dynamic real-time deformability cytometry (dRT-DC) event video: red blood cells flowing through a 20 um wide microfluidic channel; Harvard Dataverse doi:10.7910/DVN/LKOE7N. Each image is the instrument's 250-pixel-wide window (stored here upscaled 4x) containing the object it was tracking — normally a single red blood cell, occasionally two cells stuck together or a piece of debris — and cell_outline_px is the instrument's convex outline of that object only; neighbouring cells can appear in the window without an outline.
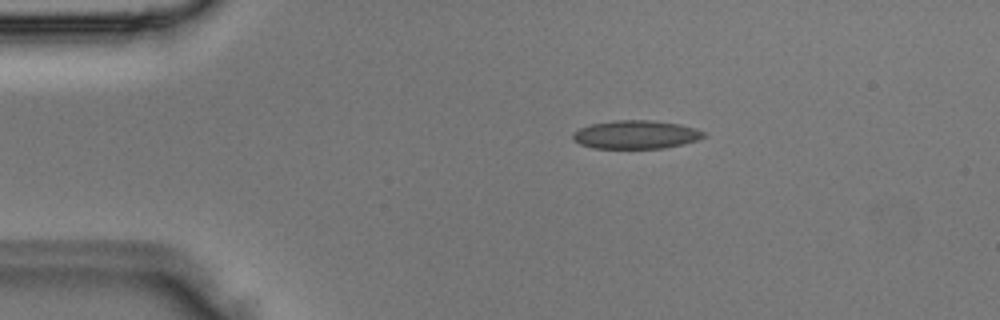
{"species": "Egyptian fruit bat (a non-hibernating species)", "species_latin": "Rousettus aegyptiacus", "temperature_condition": "room temperature", "stored_images_in_passage": 3, "camera_frame_rate_fps": 3000, "um_per_image_px": 0.085, "animal": {"sex": "male"}, "frame": {"image": 1, "passage_image": 2, "time_ms": 0.333, "image_size_px": [1000, 320], "cell_outline_px": [[704, 136], [696, 140], [684, 144], [664, 148], [592, 148], [580, 144], [572, 140], [572, 132], [580, 128], [592, 124], [612, 120], [652, 120], [680, 124], [696, 128], [704, 132]], "centroid_in_image_um": [54.02, 11.44], "position_along_channel_um": 31.0, "area_um2": 21.73}}